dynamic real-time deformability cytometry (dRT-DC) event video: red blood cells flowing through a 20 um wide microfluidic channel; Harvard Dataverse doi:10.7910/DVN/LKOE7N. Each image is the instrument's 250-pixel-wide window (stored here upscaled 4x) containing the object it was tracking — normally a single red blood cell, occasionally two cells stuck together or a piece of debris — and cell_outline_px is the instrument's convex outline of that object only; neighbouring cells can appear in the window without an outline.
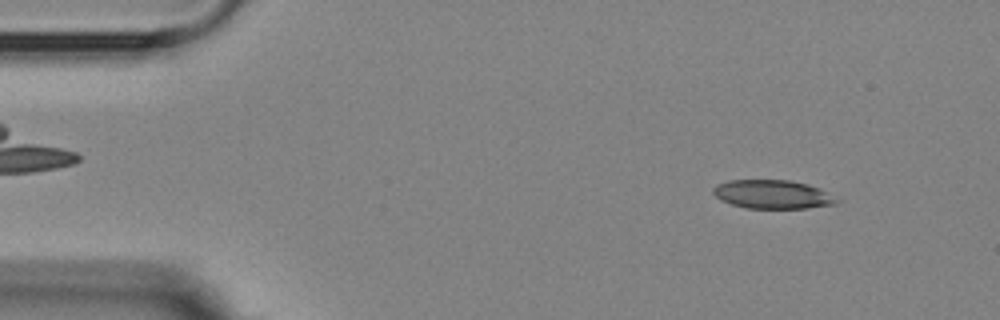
{"species": "Egyptian fruit bat (a non-hibernating species)", "species_latin": "Rousettus aegyptiacus", "temperature_condition": "room temperature", "stored_images_in_passage": 3, "camera_frame_rate_fps": 3000, "um_per_image_px": 0.085, "animal": {"sex": "female"}, "frame": {"image": 1, "passage_image": 1, "time_ms": 0.0, "image_size_px": [1000, 320], "cell_outline_px": [[840, 200], [836, 204], [808, 208], [748, 208], [732, 204], [720, 200], [712, 192], [712, 188], [716, 184], [728, 180], [788, 180], [808, 184], [820, 188]], "centroid_in_image_um": [65.66, 16.51], "position_along_channel_um": 19.3, "area_um2": 20.69}}
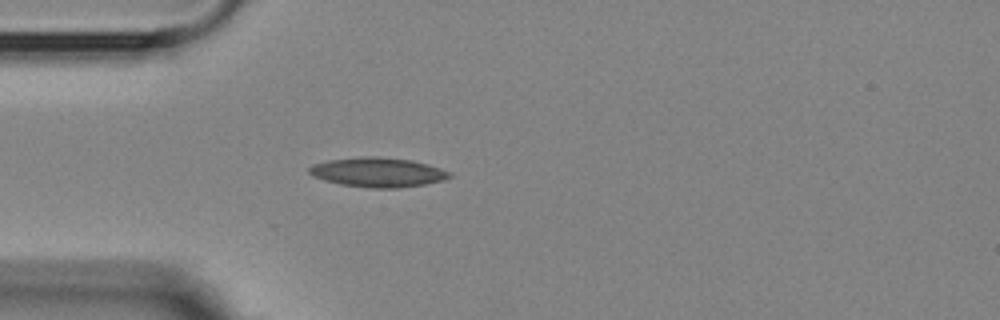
{"frame": {"image": 2, "passage_image": 3, "time_ms": 3.0, "image_size_px": [1000, 320], "cell_outline_px": [[452, 176], [444, 180], [424, 184], [396, 188], [372, 188], [340, 184], [324, 180], [312, 176], [308, 172], [308, 168], [312, 164], [328, 160], [360, 156], [376, 156], [412, 160], [428, 164], [440, 168], [448, 172]], "centroid_in_image_um": [32.07, 14.63], "position_along_channel_um": 52.9, "area_um2": 24.16}}